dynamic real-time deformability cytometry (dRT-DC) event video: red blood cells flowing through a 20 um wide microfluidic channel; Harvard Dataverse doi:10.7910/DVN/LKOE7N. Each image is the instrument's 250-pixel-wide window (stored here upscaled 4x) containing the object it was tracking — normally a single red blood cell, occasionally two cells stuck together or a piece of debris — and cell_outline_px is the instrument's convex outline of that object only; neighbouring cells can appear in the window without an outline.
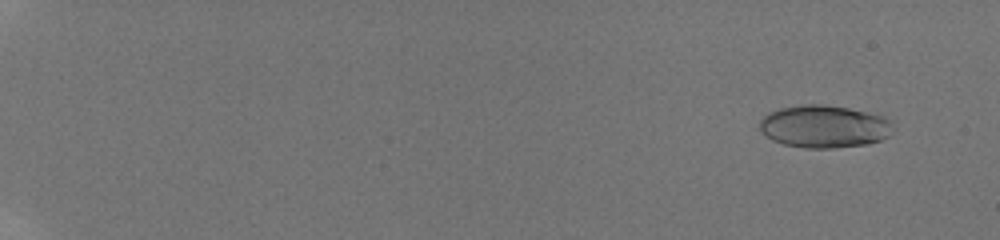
{"species": "human", "species_latin": "Homo sapiens", "temperature_condition": "room temperature", "stored_images_in_passage": 7, "camera_frame_rate_fps": 3000, "um_per_image_px": 0.085, "donor": {"sex": "male"}, "frame": {"image": 1, "passage_image": 2, "time_ms": 1.0, "image_size_px": [1000, 240], "cell_outline_px": [[896, 128], [888, 136], [880, 140], [868, 144], [832, 148], [804, 148], [784, 144], [772, 140], [760, 132], [760, 120], [768, 112], [780, 108], [800, 104], [824, 104], [848, 108], [884, 116]], "centroid_in_image_um": [70.05, 10.75], "position_along_channel_um": 15.0, "area_um2": 33.35}}